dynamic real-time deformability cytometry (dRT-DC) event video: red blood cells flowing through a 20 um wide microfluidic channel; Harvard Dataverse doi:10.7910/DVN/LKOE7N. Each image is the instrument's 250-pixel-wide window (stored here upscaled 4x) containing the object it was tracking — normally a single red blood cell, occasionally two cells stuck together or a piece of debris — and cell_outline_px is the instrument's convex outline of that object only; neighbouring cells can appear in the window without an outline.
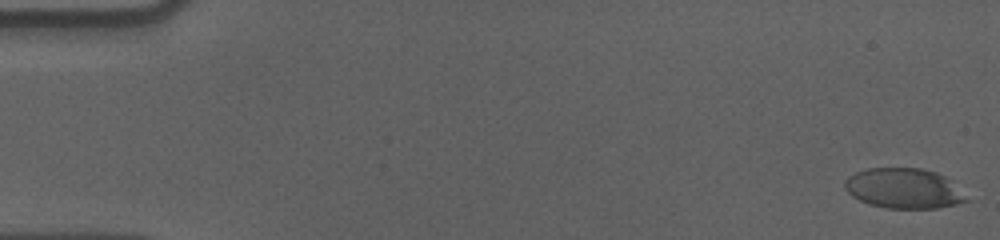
{"species": "human", "species_latin": "Homo sapiens", "temperature_condition": "cold", "stored_images_in_passage": 57, "camera_frame_rate_fps": 3000, "um_per_image_px": 0.085, "donor": {"sex": "male"}, "frame": {"image": 1, "passage_image": 1, "time_ms": 0.0, "image_size_px": [1000, 240], "cell_outline_px": [[968, 200], [956, 204], [936, 208], [888, 208], [868, 204], [852, 196], [844, 188], [844, 180], [848, 176], [856, 172], [868, 168], [920, 168], [936, 172], [944, 176]], "centroid_in_image_um": [76.74, 16.01], "position_along_channel_um": 8.3, "area_um2": 28.03}}
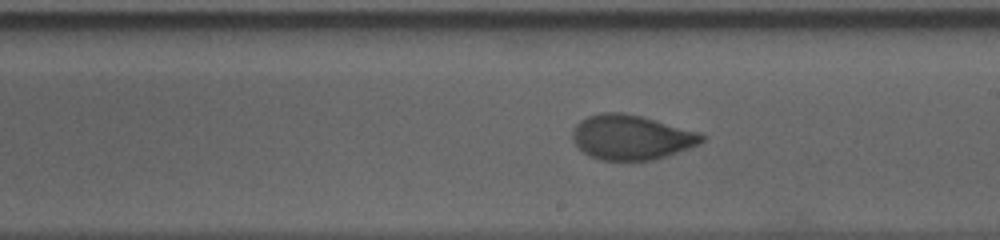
{"frame": {"image": 2, "passage_image": 33, "time_ms": 10.667, "image_size_px": [1000, 240], "cell_outline_px": [[708, 136], [700, 144], [668, 156], [656, 160], [600, 160], [588, 156], [572, 140], [572, 128], [580, 120], [588, 116], [600, 112], [624, 112], [640, 116], [700, 132]], "centroid_in_image_um": [53.67, 11.67], "position_along_channel_um": 235.3, "area_um2": 34.04}}
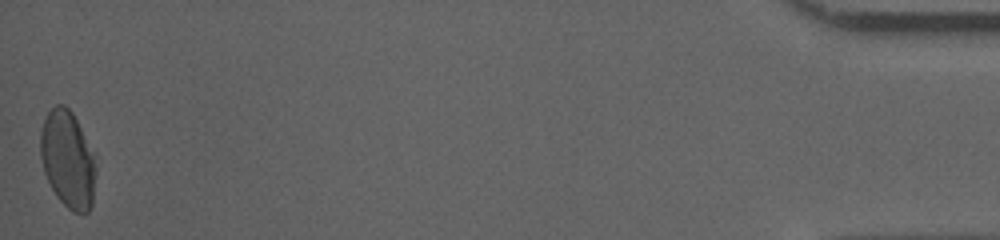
{"frame": {"image": 3, "passage_image": 57, "time_ms": 18.667, "image_size_px": [1000, 240], "cell_outline_px": [[96, 172], [92, 204], [88, 212], [72, 212], [56, 196], [44, 172], [40, 156], [40, 132], [44, 120], [48, 112], [56, 104], [64, 104], [72, 112], [96, 152]], "centroid_in_image_um": [5.79, 13.52], "position_along_channel_um": 429.4, "area_um2": 31.85}, "authors_computed_cell_mechanics": {"area_um2": 32.7726, "velocity_mm_per_s": 3.5882, "shape_relaxation_time_tau1_ms": 7.5675, "shape_relaxation_time_tau2_ms": 0.746, "deformation_change_tau1": 0.2026, "deformation_change_tau2": 0.0483}}